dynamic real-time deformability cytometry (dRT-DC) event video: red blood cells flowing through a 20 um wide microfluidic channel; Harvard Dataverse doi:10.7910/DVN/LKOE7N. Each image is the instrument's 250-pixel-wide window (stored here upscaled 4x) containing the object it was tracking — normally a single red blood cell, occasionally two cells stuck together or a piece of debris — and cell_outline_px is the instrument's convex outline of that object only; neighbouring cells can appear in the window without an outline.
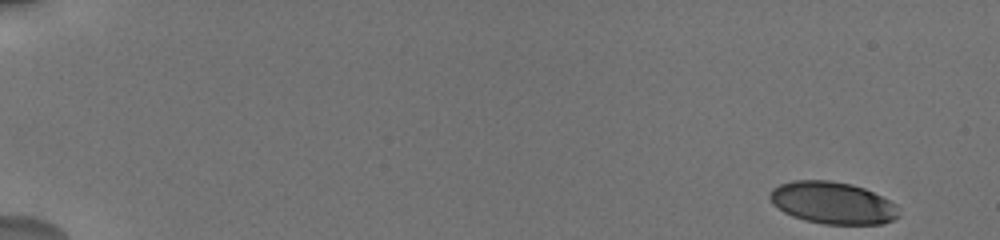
{"species": "human", "species_latin": "Homo sapiens", "temperature_condition": "cold", "stored_images_in_passage": 26, "camera_frame_rate_fps": 3000, "um_per_image_px": 0.085, "donor": {"sex": "male"}, "frame": {"image": 1, "passage_image": 1, "time_ms": 0.0, "image_size_px": [1000, 240], "cell_outline_px": [[900, 216], [892, 220], [880, 224], [824, 224], [804, 220], [792, 216], [784, 212], [772, 204], [768, 196], [768, 192], [772, 188], [780, 184], [792, 180], [828, 180], [852, 184], [864, 188], [896, 204]], "centroid_in_image_um": [70.73, 17.24], "position_along_channel_um": 14.3, "area_um2": 31.73}}
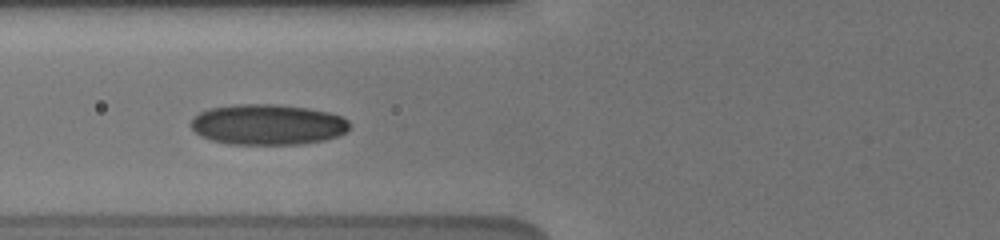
{"frame": {"image": 2, "passage_image": 20, "time_ms": 7.0, "image_size_px": [1000, 240], "cell_outline_px": [[348, 128], [344, 132], [336, 136], [324, 140], [300, 144], [228, 144], [212, 140], [200, 136], [192, 128], [192, 120], [200, 112], [212, 108], [236, 104], [276, 104], [308, 108], [328, 112], [340, 116], [348, 120]], "centroid_in_image_um": [22.74, 10.59], "position_along_channel_um": 103.1, "area_um2": 37.22}}
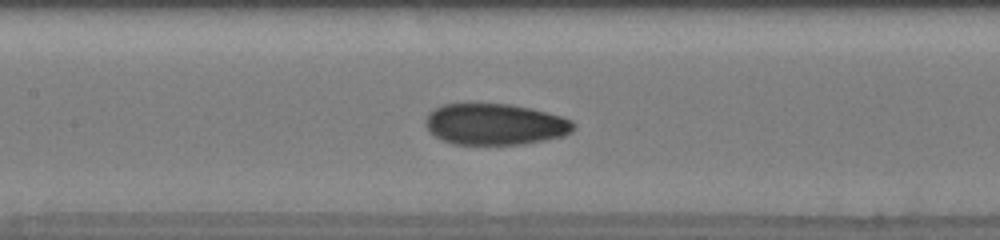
{"frame": {"image": 3, "passage_image": 25, "time_ms": 8.667, "image_size_px": [1000, 240], "cell_outline_px": [[576, 124], [572, 132], [564, 136], [524, 144], [452, 144], [428, 132], [428, 116], [436, 108], [444, 104], [508, 104], [528, 108], [560, 116], [572, 120]], "centroid_in_image_um": [42.13, 10.57], "position_along_channel_um": 165.3, "area_um2": 35.08}}